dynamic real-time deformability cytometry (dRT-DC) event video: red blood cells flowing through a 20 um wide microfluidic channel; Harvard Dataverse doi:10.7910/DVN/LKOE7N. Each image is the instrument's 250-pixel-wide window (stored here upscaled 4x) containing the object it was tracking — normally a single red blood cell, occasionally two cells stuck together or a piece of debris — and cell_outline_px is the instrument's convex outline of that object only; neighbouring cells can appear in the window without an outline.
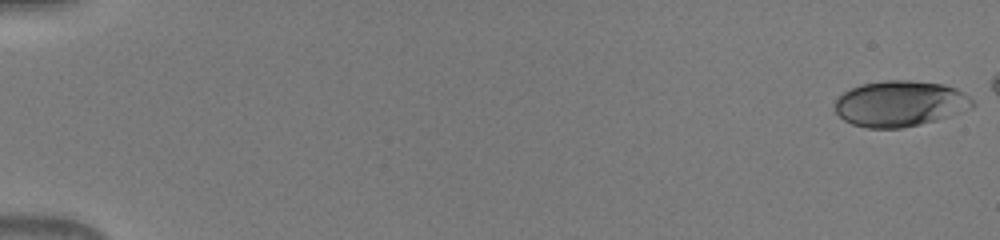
{"species": "human", "species_latin": "Homo sapiens", "temperature_condition": "warm", "stored_images_in_passage": 47, "camera_frame_rate_fps": 3000, "um_per_image_px": 0.085, "donor": {"sex": "male"}, "frame": {"image": 1, "passage_image": 1, "time_ms": 0.0, "image_size_px": [1000, 240], "cell_outline_px": [[976, 104], [972, 108], [936, 120], [920, 124], [900, 128], [868, 128], [852, 124], [844, 120], [836, 112], [836, 100], [844, 92], [860, 84], [884, 80], [912, 80], [944, 84], [956, 88], [964, 92], [976, 100]], "centroid_in_image_um": [76.55, 8.8], "position_along_channel_um": 8.4, "area_um2": 36.88}}
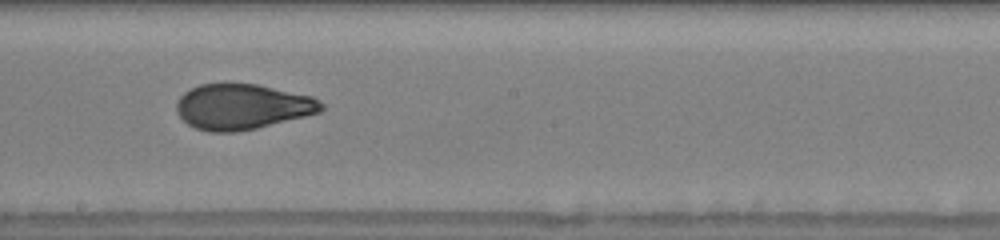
{"frame": {"image": 2, "passage_image": 30, "time_ms": 9.667, "image_size_px": [1000, 240], "cell_outline_px": [[324, 108], [320, 112], [256, 128], [236, 132], [208, 132], [196, 128], [188, 124], [180, 116], [176, 108], [176, 104], [180, 96], [184, 92], [200, 84], [256, 84], [312, 96], [320, 100], [324, 104]], "centroid_in_image_um": [20.59, 9.07], "position_along_channel_um": 227.6, "area_um2": 38.09}}
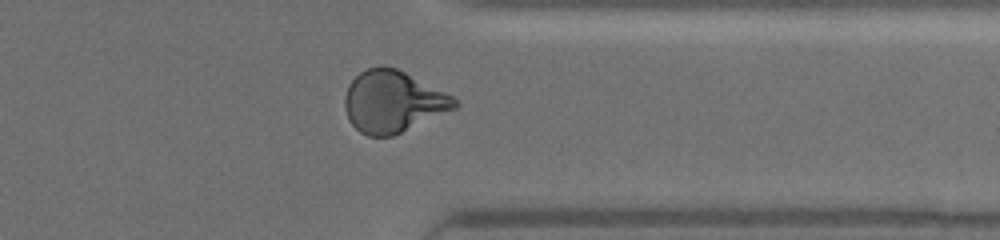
{"frame": {"image": 3, "passage_image": 41, "time_ms": 13.333, "image_size_px": [1000, 240], "cell_outline_px": [[460, 104], [456, 108], [392, 136], [368, 136], [360, 132], [348, 120], [344, 108], [344, 96], [348, 84], [364, 68], [380, 64], [396, 68], [452, 96]], "centroid_in_image_um": [33.34, 8.62], "position_along_channel_um": 378.1, "area_um2": 39.42}}